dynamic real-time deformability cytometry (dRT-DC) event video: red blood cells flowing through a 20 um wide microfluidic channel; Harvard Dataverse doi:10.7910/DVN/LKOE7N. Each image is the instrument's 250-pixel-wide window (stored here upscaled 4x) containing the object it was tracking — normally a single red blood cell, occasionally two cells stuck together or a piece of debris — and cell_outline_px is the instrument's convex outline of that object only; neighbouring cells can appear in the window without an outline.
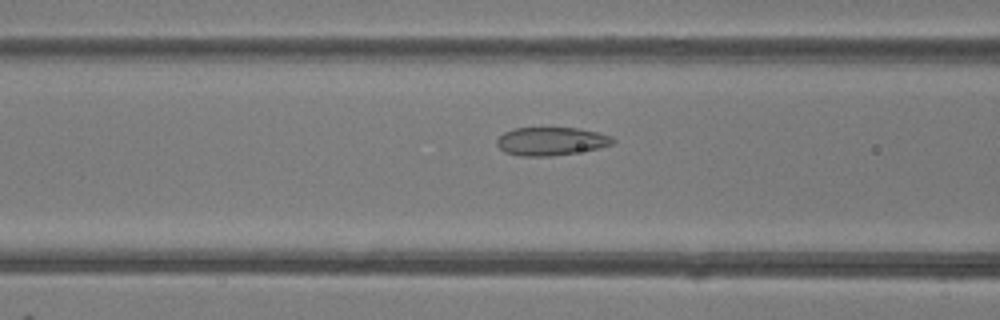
{"species": "common noctule bat (a hibernating species)", "species_latin": "Nyctalus noctula", "temperature_condition": "room temperature", "stored_images_in_passage": 13, "camera_frame_rate_fps": 3000, "um_per_image_px": 0.085, "animal": {"sex": "female"}, "frame": {"image": 1, "passage_image": 11, "time_ms": 3.333, "image_size_px": [1000, 320], "cell_outline_px": [[616, 140], [612, 144], [600, 148], [552, 156], [520, 156], [504, 152], [496, 144], [496, 140], [504, 132], [512, 128], [580, 128], [612, 136]], "centroid_in_image_um": [46.83, 12.0], "position_along_channel_um": 119.8, "area_um2": 19.13}}